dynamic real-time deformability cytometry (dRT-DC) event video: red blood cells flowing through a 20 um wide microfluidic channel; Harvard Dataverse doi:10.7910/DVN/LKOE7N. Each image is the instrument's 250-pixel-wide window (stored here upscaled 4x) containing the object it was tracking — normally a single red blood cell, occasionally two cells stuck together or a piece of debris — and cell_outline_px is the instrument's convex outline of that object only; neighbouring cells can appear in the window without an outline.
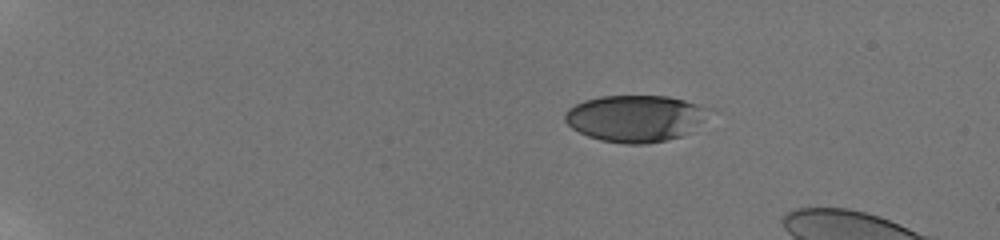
{"species": "human", "species_latin": "Homo sapiens", "temperature_condition": "room temperature", "stored_images_in_passage": 13, "camera_frame_rate_fps": 3000, "um_per_image_px": 0.085, "donor": {"sex": "male"}, "frame": {"image": 1, "passage_image": 1, "time_ms": 0.0, "image_size_px": [1000, 240], "cell_outline_px": [[720, 112], [688, 132], [680, 136], [668, 140], [644, 144], [624, 144], [600, 140], [588, 136], [572, 128], [564, 120], [564, 112], [568, 108], [584, 100], [600, 96], [668, 96], [716, 108]], "centroid_in_image_um": [54.12, 10.05], "position_along_channel_um": 30.9, "area_um2": 40.11}}